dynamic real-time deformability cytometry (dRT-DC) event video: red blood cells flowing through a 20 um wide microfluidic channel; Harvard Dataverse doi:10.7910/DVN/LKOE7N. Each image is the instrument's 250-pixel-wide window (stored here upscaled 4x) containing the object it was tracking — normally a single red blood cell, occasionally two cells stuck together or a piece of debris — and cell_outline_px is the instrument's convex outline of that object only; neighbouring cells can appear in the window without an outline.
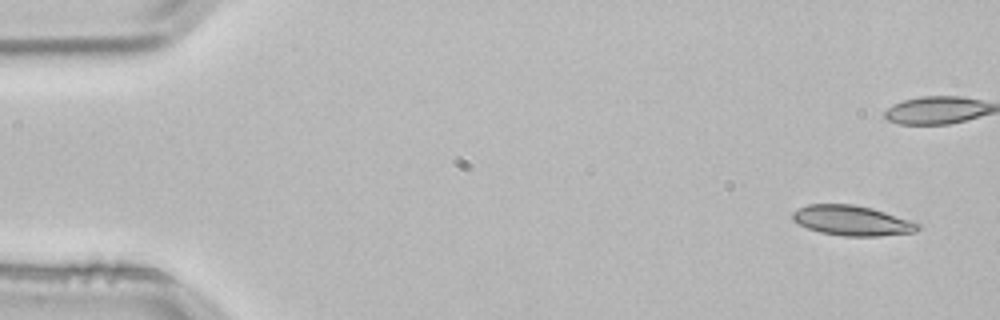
{"species": "common noctule bat (a hibernating species)", "species_latin": "Nyctalus noctula", "temperature_condition": "room temperature", "stored_images_in_passage": 4, "camera_frame_rate_fps": 3000, "um_per_image_px": 0.085, "animal": {"sex": "male", "body_mass_g": 21.5, "forearm_length_mm": 52.0}, "frame": {"image": 1, "passage_image": 1, "time_ms": 0.0, "image_size_px": [1000, 320], "cell_outline_px": [[920, 228], [916, 232], [880, 236], [844, 236], [820, 232], [808, 228], [792, 220], [792, 212], [808, 204], [852, 204], [872, 208], [920, 224]], "centroid_in_image_um": [72.41, 18.75], "position_along_channel_um": 12.6, "area_um2": 21.73}}
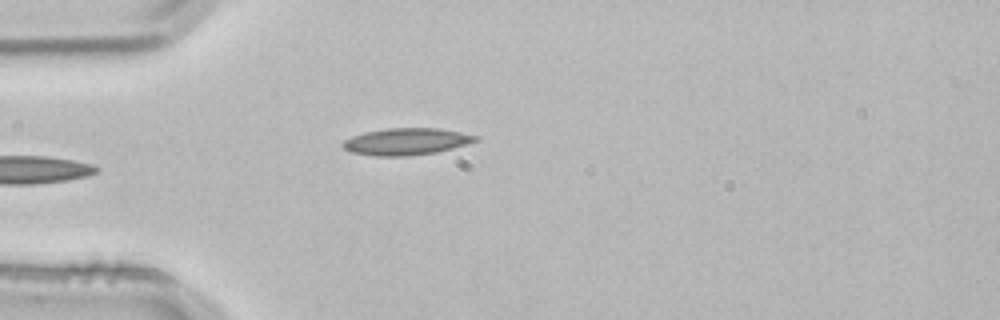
{"frame": {"image": 2, "passage_image": 4, "time_ms": 1.0, "image_size_px": [1000, 320], "cell_outline_px": [[480, 140], [452, 148], [436, 152], [408, 156], [376, 156], [352, 152], [344, 148], [340, 144], [344, 140], [352, 136], [364, 132], [388, 128], [440, 128], [480, 136]], "centroid_in_image_um": [34.55, 12.02], "position_along_channel_um": 50.4, "area_um2": 20.81}}